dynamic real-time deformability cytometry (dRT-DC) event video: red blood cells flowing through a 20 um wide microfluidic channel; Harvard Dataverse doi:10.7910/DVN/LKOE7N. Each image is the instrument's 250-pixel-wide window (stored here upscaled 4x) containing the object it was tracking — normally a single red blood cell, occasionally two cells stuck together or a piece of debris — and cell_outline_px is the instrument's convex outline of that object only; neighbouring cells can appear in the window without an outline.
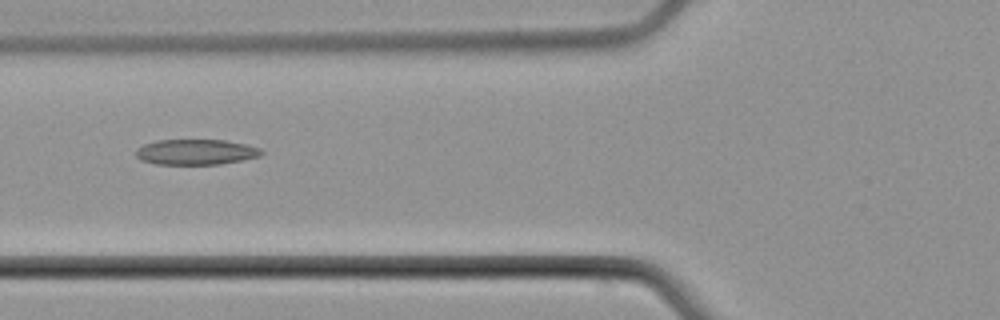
{"species": "common noctule bat (a hibernating species)", "species_latin": "Nyctalus noctula", "temperature_condition": "cold", "stored_images_in_passage": 7, "camera_frame_rate_fps": 3000, "um_per_image_px": 0.085, "animal": {"sex": "male", "body_mass_g": 21.5, "forearm_length_mm": 52.0}, "frame": {"image": 1, "passage_image": 5, "time_ms": 5.0, "image_size_px": [1000, 320], "cell_outline_px": [[264, 152], [260, 156], [220, 164], [156, 164], [140, 160], [136, 156], [136, 148], [144, 144], [156, 140], [224, 140], [244, 144], [260, 148]], "centroid_in_image_um": [16.62, 12.92], "position_along_channel_um": 109.2, "area_um2": 18.55}}
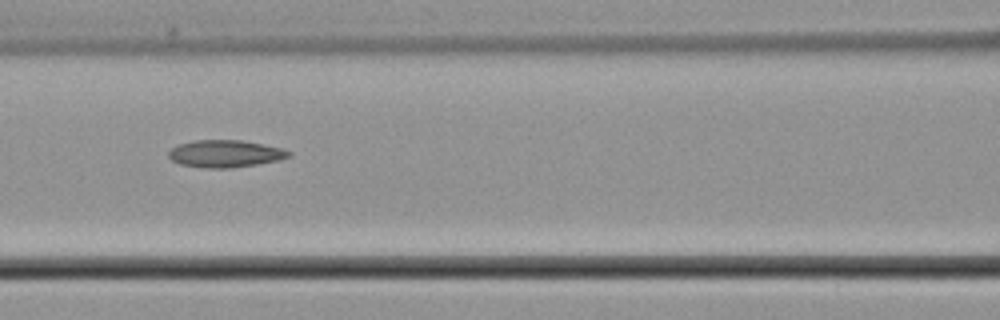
{"frame": {"image": 2, "passage_image": 6, "time_ms": 6.0, "image_size_px": [1000, 320], "cell_outline_px": [[292, 156], [280, 160], [256, 164], [228, 168], [208, 168], [180, 164], [172, 160], [168, 156], [168, 152], [176, 144], [192, 140], [240, 140], [284, 148], [292, 152]], "centroid_in_image_um": [19.16, 13.05], "position_along_channel_um": 147.4, "area_um2": 19.19}}
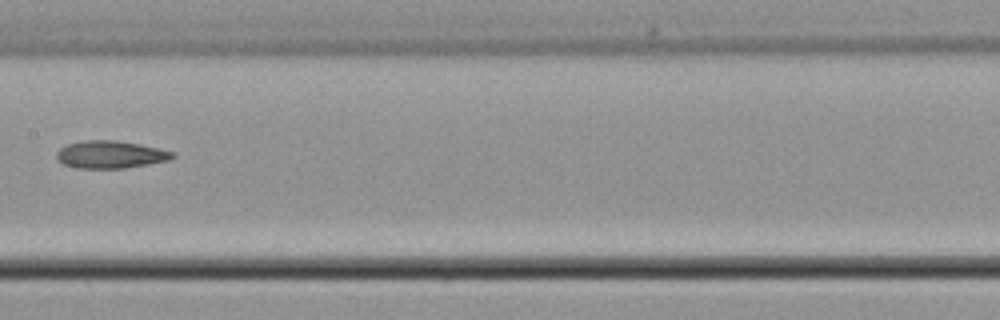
{"frame": {"image": 3, "passage_image": 7, "time_ms": 7.333, "image_size_px": [1000, 320], "cell_outline_px": [[176, 156], [168, 160], [148, 164], [124, 168], [80, 168], [64, 164], [56, 156], [56, 152], [60, 148], [68, 144], [84, 140], [116, 140], [140, 144], [160, 148], [176, 152]], "centroid_in_image_um": [9.43, 13.12], "position_along_channel_um": 198.0, "area_um2": 18.55}}